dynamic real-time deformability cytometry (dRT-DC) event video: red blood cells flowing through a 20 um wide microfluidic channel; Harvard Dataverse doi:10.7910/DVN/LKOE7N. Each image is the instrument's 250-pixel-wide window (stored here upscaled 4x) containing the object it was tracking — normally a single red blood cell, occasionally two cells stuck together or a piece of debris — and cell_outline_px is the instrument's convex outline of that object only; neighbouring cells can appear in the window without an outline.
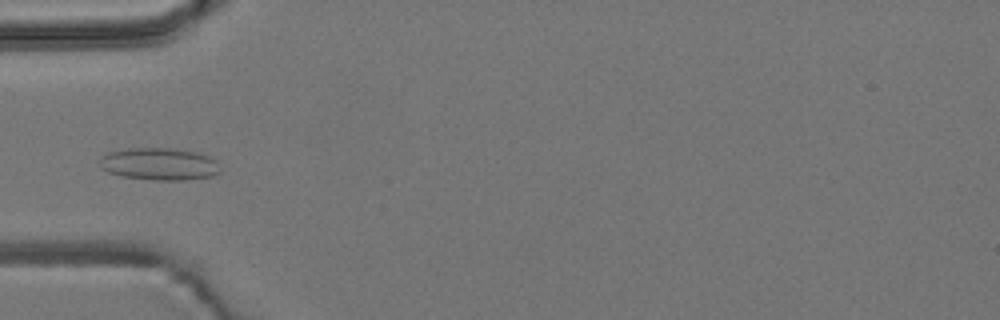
{"species": "common noctule bat (a hibernating species)", "species_latin": "Nyctalus noctula", "temperature_condition": "room temperature", "stored_images_in_passage": 37, "camera_frame_rate_fps": 3000, "um_per_image_px": 0.085, "animal": {"sex": "male", "body_mass_g": 19.2, "forearm_length_mm": 51.8}, "frame": {"image": 1, "passage_image": 1, "time_ms": 0.0, "image_size_px": [1000, 320], "cell_outline_px": [[220, 172], [212, 176], [184, 180], [152, 180], [120, 176], [108, 172], [100, 168], [100, 156], [108, 152], [128, 148], [172, 148], [196, 152], [212, 156], [216, 160]], "centroid_in_image_um": [13.52, 13.94], "position_along_channel_um": 71.5, "area_um2": 22.95}}
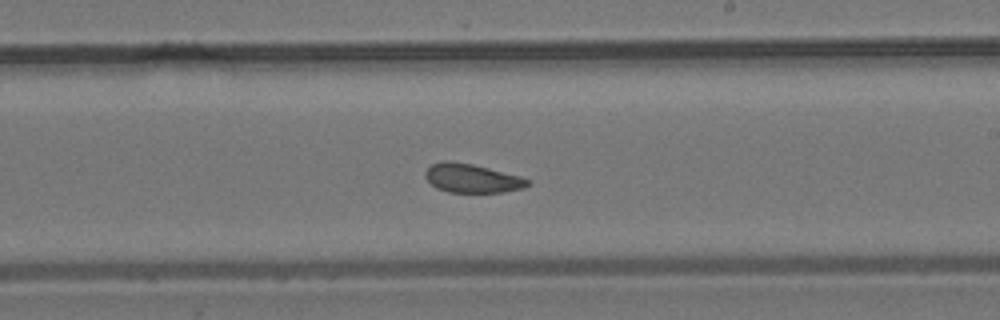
{"frame": {"image": 2, "passage_image": 15, "time_ms": 4.667, "image_size_px": [1000, 320], "cell_outline_px": [[532, 180], [524, 188], [504, 192], [448, 192], [436, 188], [424, 176], [424, 172], [432, 164], [440, 160], [452, 160], [472, 164], [520, 176]], "centroid_in_image_um": [40.1, 15.14], "position_along_channel_um": 248.9, "area_um2": 17.28}}
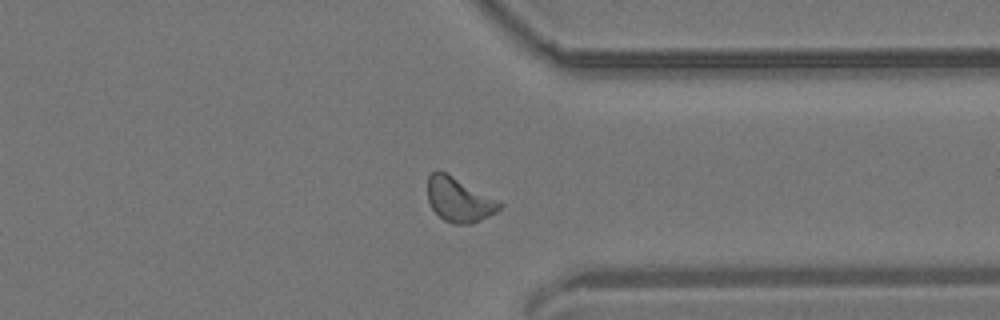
{"frame": {"image": 3, "passage_image": 25, "time_ms": 8.0, "image_size_px": [1000, 320], "cell_outline_px": [[504, 204], [496, 212], [472, 224], [452, 224], [444, 220], [432, 208], [428, 200], [428, 176], [436, 168], [500, 200]], "centroid_in_image_um": [39.03, 16.97], "position_along_channel_um": 372.4, "area_um2": 18.61}, "authors_computed_cell_mechanics": {"area_um2": 17.918, "velocity_mm_per_s": 3.7838, "shape_relaxation_time_tau1_ms": null, "shape_relaxation_time_tau2_ms": 2.3914, "deformation_change_tau1": null, "deformation_change_tau2": 0.078}}